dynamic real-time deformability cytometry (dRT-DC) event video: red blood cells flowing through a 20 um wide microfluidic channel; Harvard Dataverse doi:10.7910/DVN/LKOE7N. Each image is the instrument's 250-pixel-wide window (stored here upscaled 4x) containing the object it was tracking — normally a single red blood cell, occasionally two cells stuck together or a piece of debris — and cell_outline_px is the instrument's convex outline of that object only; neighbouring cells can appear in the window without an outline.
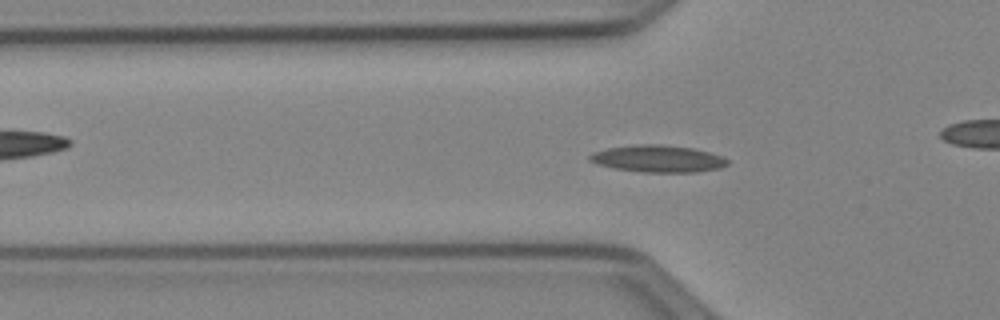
{"species": "Egyptian fruit bat (a non-hibernating species)", "species_latin": "Rousettus aegyptiacus", "temperature_condition": "cold", "stored_images_in_passage": 42, "camera_frame_rate_fps": 3000, "um_per_image_px": 0.085, "animal": {"sex": "female"}, "frame": {"image": 1, "passage_image": 6, "time_ms": 1.667, "image_size_px": [1000, 320], "cell_outline_px": [[728, 164], [720, 168], [696, 172], [644, 172], [616, 168], [596, 164], [588, 160], [588, 156], [592, 152], [608, 148], [632, 144], [660, 144], [692, 148], [708, 152], [720, 156], [728, 160]], "centroid_in_image_um": [55.88, 13.48], "position_along_channel_um": 69.9, "area_um2": 21.62}}
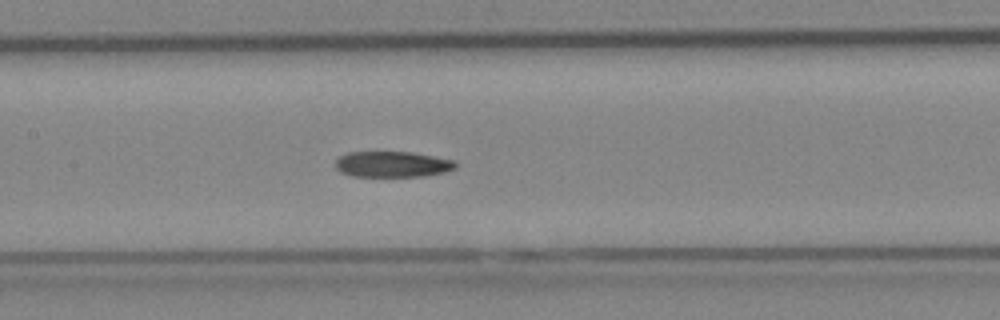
{"frame": {"image": 2, "passage_image": 14, "time_ms": 4.333, "image_size_px": [1000, 320], "cell_outline_px": [[456, 168], [444, 172], [424, 176], [352, 176], [340, 172], [336, 168], [336, 160], [340, 156], [348, 152], [412, 152], [456, 160]], "centroid_in_image_um": [33.37, 13.96], "position_along_channel_um": 174.0, "area_um2": 18.09}}
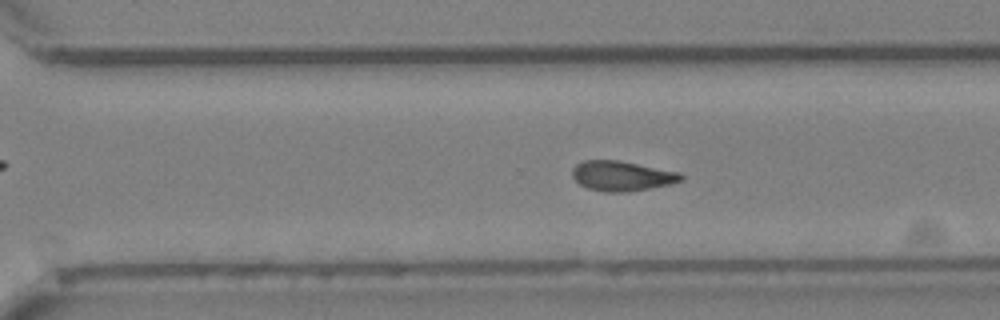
{"frame": {"image": 3, "passage_image": 25, "time_ms": 8.0, "image_size_px": [1000, 320], "cell_outline_px": [[684, 180], [672, 184], [624, 192], [604, 192], [588, 188], [580, 184], [572, 176], [572, 168], [576, 164], [584, 160], [620, 160], [680, 172], [684, 176]], "centroid_in_image_um": [52.88, 14.94], "position_along_channel_um": 317.7, "area_um2": 19.07}, "authors_computed_cell_mechanics": {"area_um2": 18.9006, "velocity_mm_per_s": 3.9351, "shape_relaxation_time_tau1_ms": 10.6035, "shape_relaxation_time_tau2_ms": 2.7606, "deformation_change_tau1": 0.2139, "deformation_change_tau2": 0.0932}}